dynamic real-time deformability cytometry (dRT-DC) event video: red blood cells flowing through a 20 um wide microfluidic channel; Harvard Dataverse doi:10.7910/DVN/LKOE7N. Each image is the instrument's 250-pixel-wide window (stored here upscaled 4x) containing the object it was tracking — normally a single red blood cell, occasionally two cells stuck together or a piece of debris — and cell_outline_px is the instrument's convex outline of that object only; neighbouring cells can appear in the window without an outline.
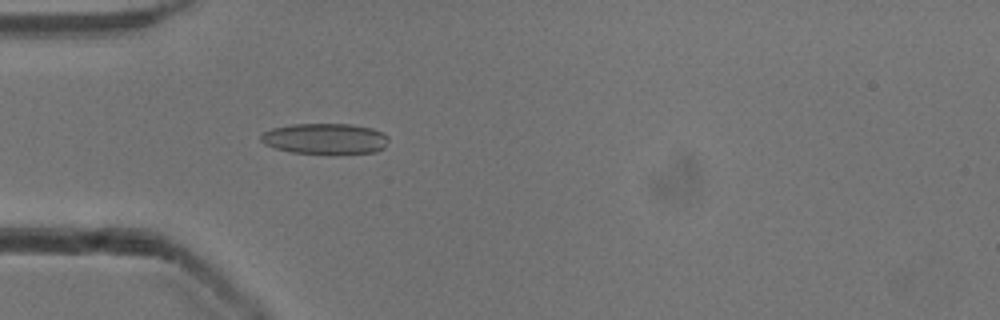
{"species": "common noctule bat (a hibernating species)", "species_latin": "Nyctalus noctula", "temperature_condition": "cold", "stored_images_in_passage": 17, "camera_frame_rate_fps": 3000, "um_per_image_px": 0.085, "animal": {"sex": "male", "body_mass_g": 13.3}, "frame": {"image": 1, "passage_image": 6, "time_ms": 1.667, "image_size_px": [1000, 320], "cell_outline_px": [[388, 140], [384, 148], [376, 152], [332, 156], [292, 152], [276, 148], [264, 144], [260, 140], [260, 136], [264, 132], [272, 128], [292, 124], [352, 124], [372, 128], [388, 136]], "centroid_in_image_um": [27.66, 11.82], "position_along_channel_um": 57.3, "area_um2": 23.58}}
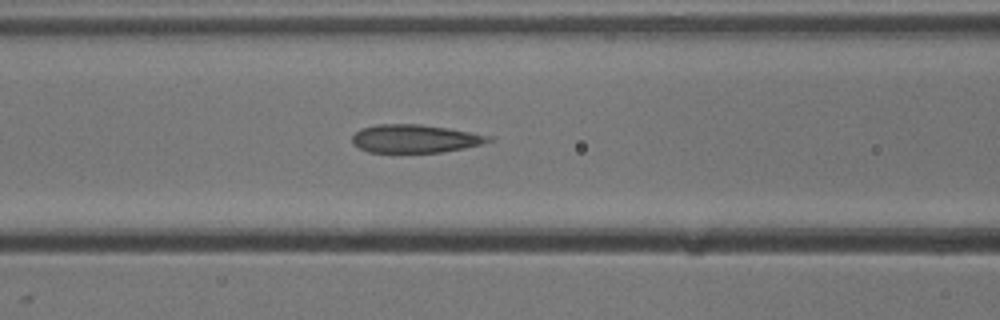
{"frame": {"image": 2, "passage_image": 12, "time_ms": 3.667, "image_size_px": [1000, 320], "cell_outline_px": [[496, 140], [464, 148], [440, 152], [368, 152], [352, 144], [352, 136], [360, 128], [376, 124], [420, 124], [448, 128], [492, 136]], "centroid_in_image_um": [35.27, 11.78], "position_along_channel_um": 131.3, "area_um2": 22.43}}
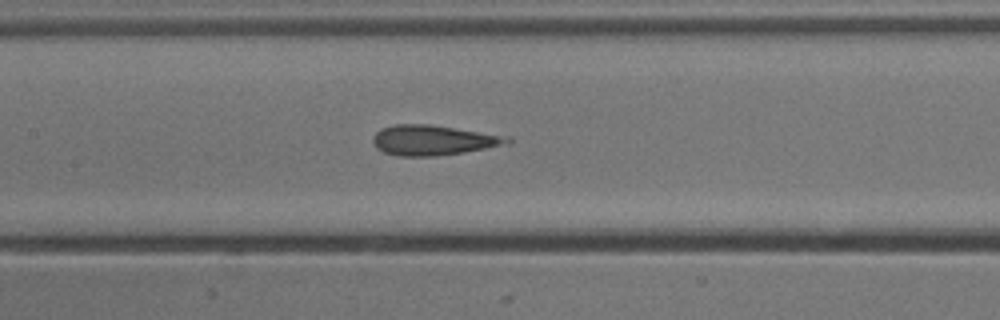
{"frame": {"image": 3, "passage_image": 15, "time_ms": 4.667, "image_size_px": [1000, 320], "cell_outline_px": [[512, 140], [508, 144], [464, 152], [436, 156], [400, 156], [384, 152], [376, 148], [372, 140], [376, 132], [380, 128], [396, 124], [432, 124], [512, 136]], "centroid_in_image_um": [36.86, 11.9], "position_along_channel_um": 170.5, "area_um2": 23.87}}